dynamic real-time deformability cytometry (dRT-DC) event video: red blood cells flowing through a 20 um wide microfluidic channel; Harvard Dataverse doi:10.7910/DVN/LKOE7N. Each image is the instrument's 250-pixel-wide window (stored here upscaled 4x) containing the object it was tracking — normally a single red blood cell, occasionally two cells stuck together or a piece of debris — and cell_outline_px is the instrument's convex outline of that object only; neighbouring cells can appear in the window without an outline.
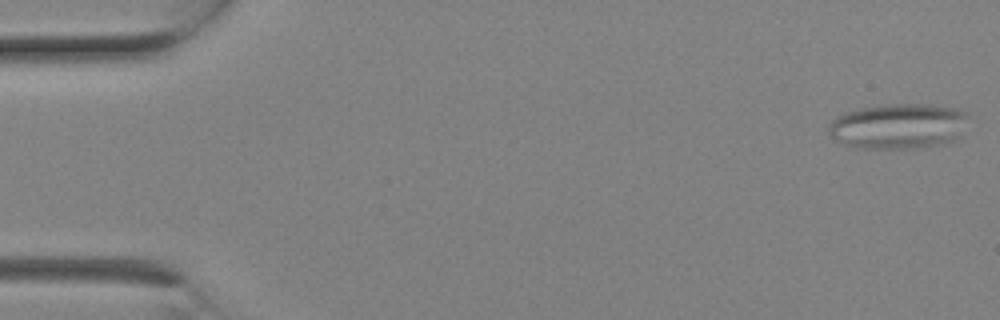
{"species": "Egyptian fruit bat (a non-hibernating species)", "species_latin": "Rousettus aegyptiacus", "temperature_condition": "room temperature", "stored_images_in_passage": 3, "camera_frame_rate_fps": 3000, "um_per_image_px": 0.085, "animal": {"sex": "female"}, "frame": {"image": 1, "passage_image": 3, "time_ms": 0.667, "image_size_px": [1000, 320], "cell_outline_px": [[968, 116], [960, 136], [956, 140], [916, 148], [856, 148], [844, 144], [836, 140], [828, 132], [828, 124], [836, 116], [844, 112], [860, 108], [888, 104], [928, 104], [956, 108], [968, 112]], "centroid_in_image_um": [76.35, 10.71], "position_along_channel_um": 8.7, "area_um2": 37.05}}